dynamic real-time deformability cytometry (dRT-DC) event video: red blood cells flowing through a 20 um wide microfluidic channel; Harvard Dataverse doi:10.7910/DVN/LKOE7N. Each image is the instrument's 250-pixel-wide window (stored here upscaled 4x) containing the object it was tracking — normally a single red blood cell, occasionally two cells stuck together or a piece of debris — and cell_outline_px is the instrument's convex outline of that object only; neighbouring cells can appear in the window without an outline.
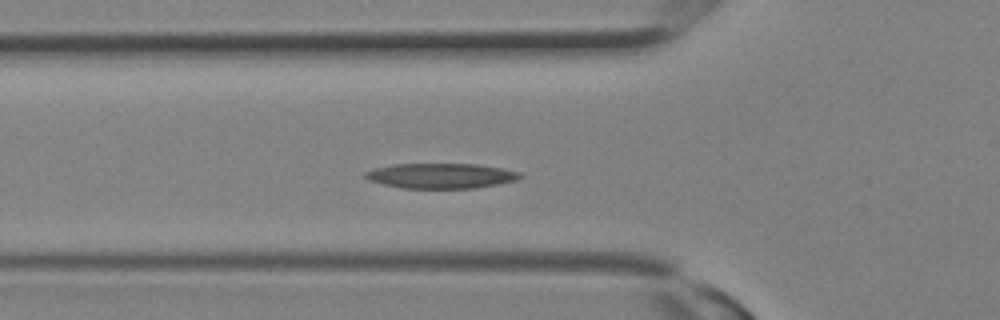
{"species": "Egyptian fruit bat (a non-hibernating species)", "species_latin": "Rousettus aegyptiacus", "temperature_condition": "room temperature", "stored_images_in_passage": 7, "camera_frame_rate_fps": 3000, "um_per_image_px": 0.085, "animal": {"sex": "female"}, "frame": {"image": 1, "passage_image": 3, "time_ms": 0.667, "image_size_px": [1000, 320], "cell_outline_px": [[524, 176], [520, 180], [500, 184], [472, 188], [400, 188], [368, 180], [364, 176], [364, 172], [372, 168], [392, 164], [476, 164], [500, 168], [520, 172]], "centroid_in_image_um": [37.48, 14.94], "position_along_channel_um": 88.3, "area_um2": 22.83}}
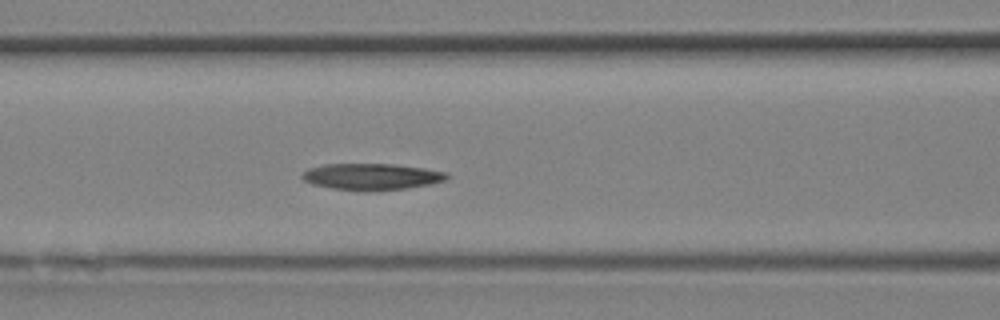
{"frame": {"image": 2, "passage_image": 5, "time_ms": 1.333, "image_size_px": [1000, 320], "cell_outline_px": [[448, 176], [444, 180], [428, 184], [408, 188], [368, 192], [364, 192], [332, 188], [312, 184], [304, 180], [300, 176], [308, 168], [324, 164], [392, 164], [424, 168], [448, 172]], "centroid_in_image_um": [31.56, 15.02], "position_along_channel_um": 135.0, "area_um2": 22.43}}
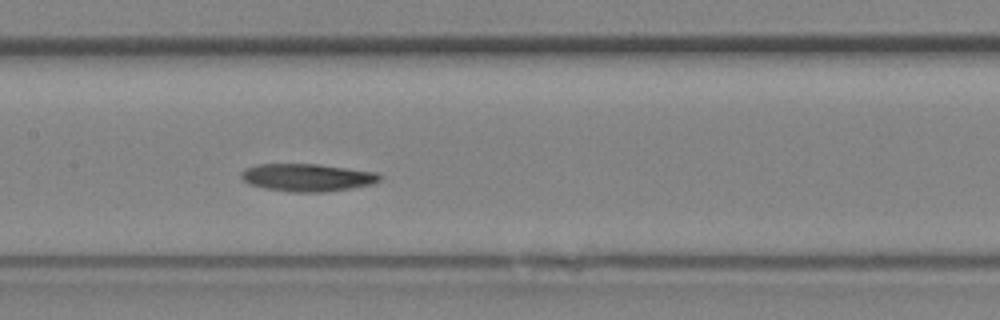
{"frame": {"image": 3, "passage_image": 7, "time_ms": 2.0, "image_size_px": [1000, 320], "cell_outline_px": [[384, 176], [380, 180], [372, 184], [352, 188], [324, 192], [292, 192], [264, 188], [248, 184], [240, 176], [240, 172], [244, 168], [256, 164], [320, 164], [380, 172]], "centroid_in_image_um": [26.15, 15.08], "position_along_channel_um": 181.3, "area_um2": 22.72}}